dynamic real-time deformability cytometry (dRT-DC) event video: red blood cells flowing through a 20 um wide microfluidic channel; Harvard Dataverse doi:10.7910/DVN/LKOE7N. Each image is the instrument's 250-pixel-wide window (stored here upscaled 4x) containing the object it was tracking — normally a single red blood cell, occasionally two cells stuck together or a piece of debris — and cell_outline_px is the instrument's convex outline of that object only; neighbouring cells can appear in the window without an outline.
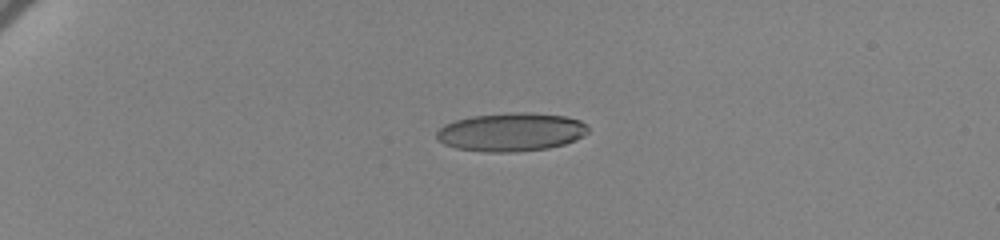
{"species": "human", "species_latin": "Homo sapiens", "temperature_condition": "cold", "stored_images_in_passage": 45, "camera_frame_rate_fps": 3000, "um_per_image_px": 0.085, "donor": {"sex": "female"}, "frame": {"image": 1, "passage_image": 1, "time_ms": 0.0, "image_size_px": [1000, 240], "cell_outline_px": [[588, 132], [584, 136], [576, 140], [564, 144], [548, 148], [516, 152], [484, 152], [456, 148], [444, 144], [436, 140], [436, 132], [444, 124], [456, 120], [472, 116], [512, 112], [528, 112], [564, 116], [580, 120], [588, 124]], "centroid_in_image_um": [43.45, 11.22], "position_along_channel_um": 41.6, "area_um2": 34.22}}
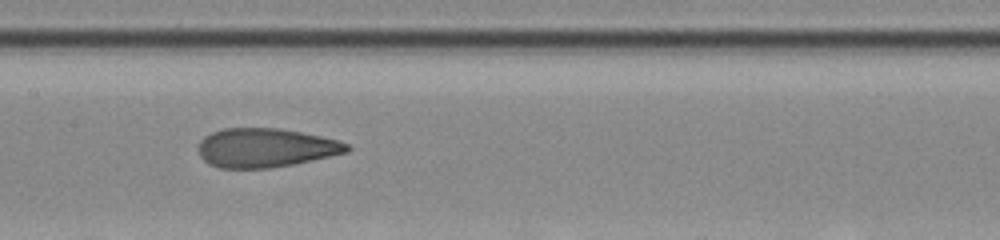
{"frame": {"image": 2, "passage_image": 19, "time_ms": 6.0, "image_size_px": [1000, 240], "cell_outline_px": [[352, 148], [348, 152], [312, 160], [272, 168], [220, 168], [208, 164], [200, 156], [200, 140], [204, 136], [212, 132], [224, 128], [280, 128], [340, 140], [348, 144]], "centroid_in_image_um": [22.59, 12.56], "position_along_channel_um": 184.8, "area_um2": 33.76}}
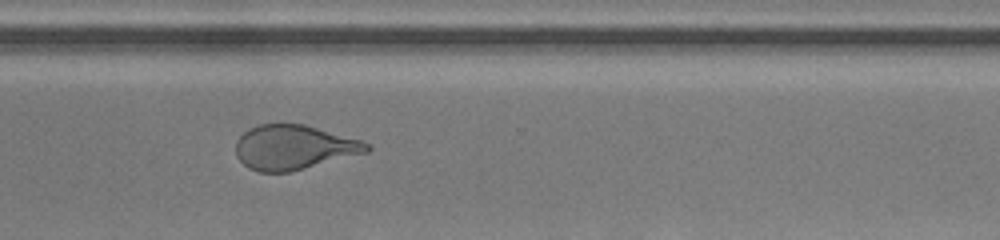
{"frame": {"image": 3, "passage_image": 33, "time_ms": 10.667, "image_size_px": [1000, 240], "cell_outline_px": [[372, 148], [368, 152], [288, 172], [260, 172], [248, 168], [236, 156], [236, 140], [248, 128], [260, 124], [304, 124], [364, 140]], "centroid_in_image_um": [24.98, 12.51], "position_along_channel_um": 345.6, "area_um2": 34.04}, "authors_computed_cell_mechanics": {"area_um2": 34.969, "velocity_mm_per_s": 3.4592, "shape_relaxation_time_tau1_ms": 4.8496, "shape_relaxation_time_tau2_ms": 1.196, "deformation_change_tau1": 0.193, "deformation_change_tau2": 0.0983}}